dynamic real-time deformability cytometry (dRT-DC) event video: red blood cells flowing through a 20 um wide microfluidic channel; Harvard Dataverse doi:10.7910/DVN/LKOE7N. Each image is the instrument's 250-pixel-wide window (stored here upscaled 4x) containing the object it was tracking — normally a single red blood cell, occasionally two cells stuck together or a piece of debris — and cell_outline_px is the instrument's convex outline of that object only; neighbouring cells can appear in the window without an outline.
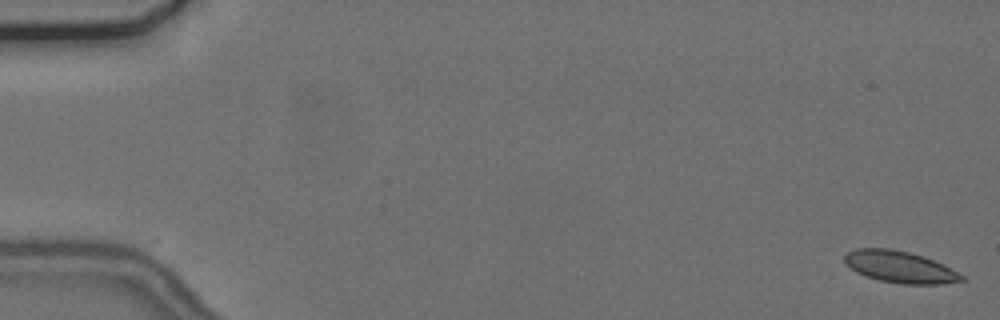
{"species": "common noctule bat (a hibernating species)", "species_latin": "Nyctalus noctula", "temperature_condition": "cold", "stored_images_in_passage": 56, "camera_frame_rate_fps": 3000, "um_per_image_px": 0.085, "animal": {"sex": "female", "body_mass_g": 24.6, "forearm_length_mm": 56.2}, "frame": {"image": 1, "passage_image": 1, "time_ms": 0.0, "image_size_px": [1000, 320], "cell_outline_px": [[968, 280], [940, 284], [900, 284], [880, 280], [864, 276], [856, 272], [844, 264], [844, 256], [848, 252], [856, 248], [888, 248], [908, 252], [932, 260], [952, 268], [964, 276]], "centroid_in_image_um": [76.47, 22.7], "position_along_channel_um": 8.5, "area_um2": 21.68}}
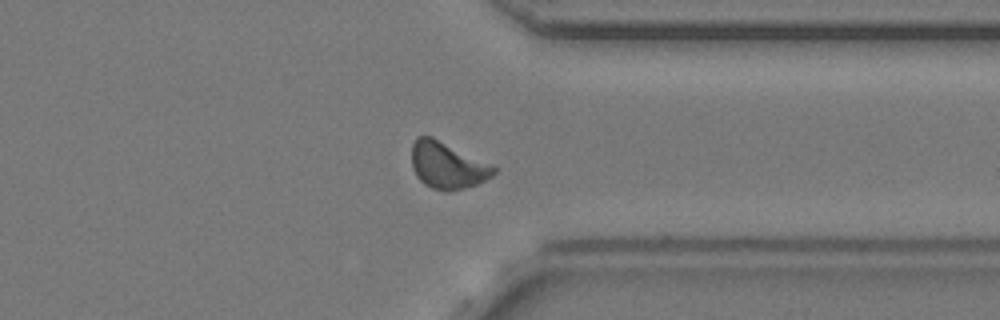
{"frame": {"image": 2, "passage_image": 44, "time_ms": 14.333, "image_size_px": [1000, 320], "cell_outline_px": [[500, 168], [492, 176], [476, 184], [464, 188], [448, 192], [444, 192], [432, 188], [424, 184], [416, 176], [412, 168], [412, 144], [416, 136], [432, 136], [492, 164]], "centroid_in_image_um": [38.03, 14.05], "position_along_channel_um": 373.4, "area_um2": 22.6}}
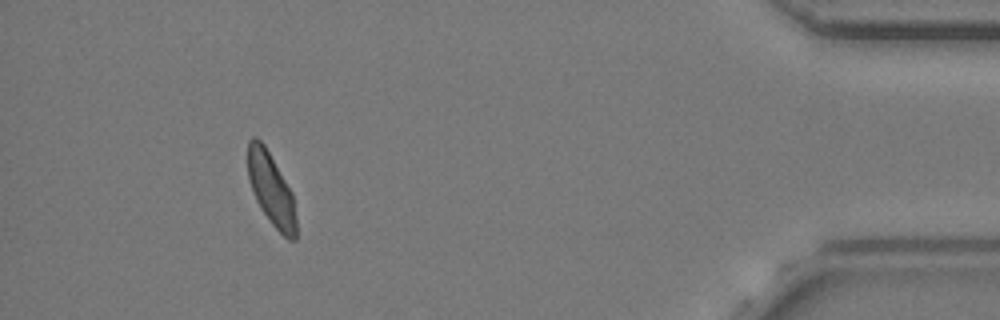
{"frame": {"image": 3, "passage_image": 52, "time_ms": 17.0, "image_size_px": [1000, 320], "cell_outline_px": [[296, 240], [288, 240], [272, 224], [256, 200], [252, 192], [248, 180], [248, 140], [252, 136], [256, 136], [264, 144], [292, 192], [296, 216]], "centroid_in_image_um": [23.04, 16.07], "position_along_channel_um": 412.2, "area_um2": 20.35}, "authors_computed_cell_mechanics": {"area_um2": 21.8195, "velocity_mm_per_s": 3.6334, "shape_relaxation_time_tau1_ms": null, "shape_relaxation_time_tau2_ms": 1.9274, "deformation_change_tau1": null, "deformation_change_tau2": 0.0493}}